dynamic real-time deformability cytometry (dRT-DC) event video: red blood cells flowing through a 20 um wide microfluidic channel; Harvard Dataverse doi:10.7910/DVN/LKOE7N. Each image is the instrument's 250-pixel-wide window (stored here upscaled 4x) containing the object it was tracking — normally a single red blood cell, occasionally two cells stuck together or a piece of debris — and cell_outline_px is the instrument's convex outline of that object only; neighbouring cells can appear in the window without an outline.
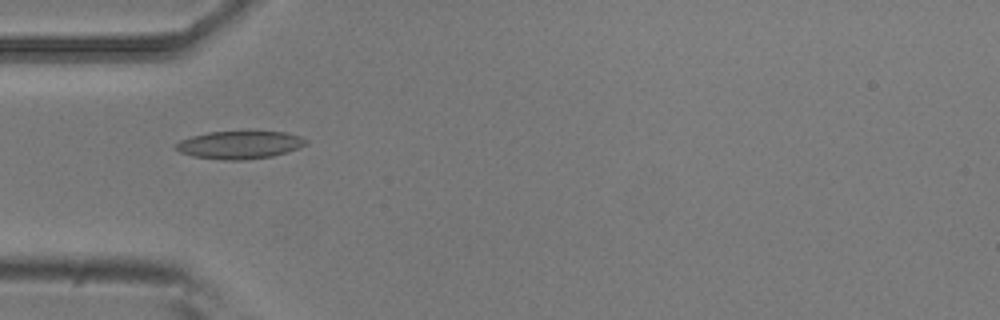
{"species": "common noctule bat (a hibernating species)", "species_latin": "Nyctalus noctula", "temperature_condition": "room temperature", "stored_images_in_passage": 5, "camera_frame_rate_fps": 3000, "um_per_image_px": 0.085, "animal": {"sex": "male", "body_mass_g": 20.5, "forearm_length_mm": 52.5}, "frame": {"image": 1, "passage_image": 4, "time_ms": 1.0, "image_size_px": [1000, 320], "cell_outline_px": [[308, 144], [272, 156], [244, 160], [224, 160], [192, 156], [180, 152], [172, 144], [180, 140], [192, 136], [208, 132], [284, 132], [300, 136], [308, 140]], "centroid_in_image_um": [20.33, 12.31], "position_along_channel_um": 64.7, "area_um2": 20.92}}
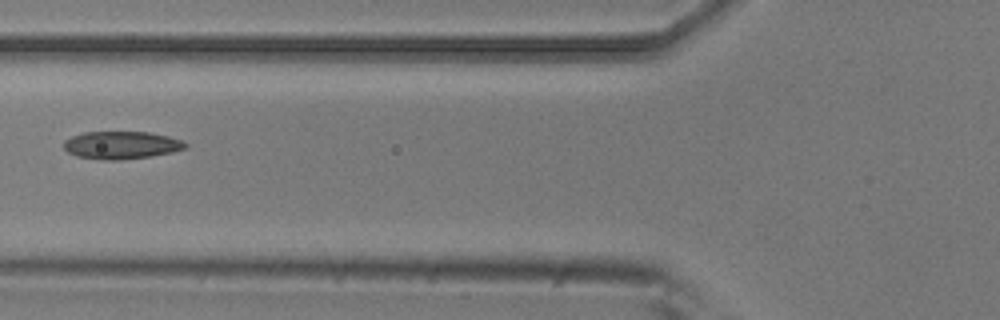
{"frame": {"image": 2, "passage_image": 5, "time_ms": 1.333, "image_size_px": [1000, 320], "cell_outline_px": [[188, 148], [172, 152], [152, 156], [120, 160], [100, 160], [76, 156], [68, 152], [64, 148], [64, 140], [72, 136], [84, 132], [148, 132], [168, 136], [180, 140], [188, 144]], "centroid_in_image_um": [10.31, 12.34], "position_along_channel_um": 115.5, "area_um2": 19.71}}